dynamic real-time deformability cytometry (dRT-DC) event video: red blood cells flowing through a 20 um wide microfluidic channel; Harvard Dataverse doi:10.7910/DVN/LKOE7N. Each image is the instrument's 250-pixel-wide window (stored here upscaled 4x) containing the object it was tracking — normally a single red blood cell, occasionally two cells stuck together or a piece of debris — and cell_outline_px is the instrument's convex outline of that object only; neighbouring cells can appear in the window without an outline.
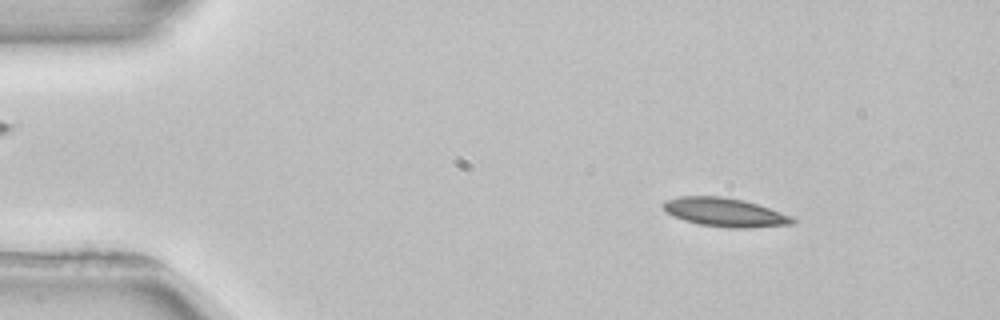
{"species": "common noctule bat (a hibernating species)", "species_latin": "Nyctalus noctula", "temperature_condition": "room temperature", "stored_images_in_passage": 3, "camera_frame_rate_fps": 3000, "um_per_image_px": 0.085, "animal": {"sex": "female", "body_mass_g": 22.7, "forearm_length_mm": 54.2}, "frame": {"image": 1, "passage_image": 1, "time_ms": 0.0, "image_size_px": [1000, 320], "cell_outline_px": [[796, 220], [792, 224], [748, 228], [728, 228], [700, 224], [684, 220], [672, 216], [660, 204], [664, 200], [680, 196], [720, 196], [744, 200], [792, 216]], "centroid_in_image_um": [61.58, 18.04], "position_along_channel_um": 23.4, "area_um2": 21.56}}
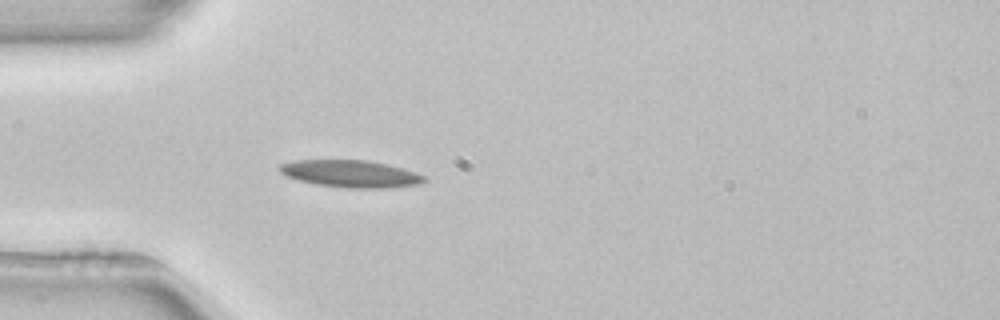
{"frame": {"image": 2, "passage_image": 3, "time_ms": 2.667, "image_size_px": [1000, 320], "cell_outline_px": [[428, 180], [416, 184], [384, 188], [348, 188], [316, 184], [300, 180], [288, 176], [280, 172], [280, 164], [296, 160], [368, 160], [388, 164], [424, 176]], "centroid_in_image_um": [29.79, 14.76], "position_along_channel_um": 55.2, "area_um2": 22.48}}